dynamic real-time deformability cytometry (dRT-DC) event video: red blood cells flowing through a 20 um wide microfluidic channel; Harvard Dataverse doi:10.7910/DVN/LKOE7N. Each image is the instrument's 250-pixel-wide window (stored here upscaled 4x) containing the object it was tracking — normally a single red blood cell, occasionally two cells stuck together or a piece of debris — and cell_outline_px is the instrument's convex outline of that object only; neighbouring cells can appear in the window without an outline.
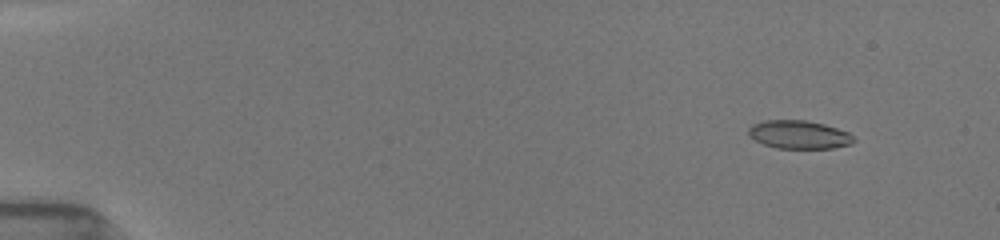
{"species": "common noctule bat (a hibernating species)", "species_latin": "Nyctalus noctula", "temperature_condition": "room temperature", "stored_images_in_passage": 37, "camera_frame_rate_fps": 3000, "um_per_image_px": 0.085, "animal": {"sex": "female", "body_mass_g": 19.5, "forearm_length_mm": 54.1}, "frame": {"image": 1, "passage_image": 11, "time_ms": 1.667, "image_size_px": [1000, 240], "cell_outline_px": [[856, 140], [852, 144], [832, 148], [776, 148], [764, 144], [748, 136], [748, 128], [752, 124], [764, 120], [804, 120], [824, 124], [848, 132]], "centroid_in_image_um": [67.9, 11.44], "position_along_channel_um": 17.1, "area_um2": 17.34}}
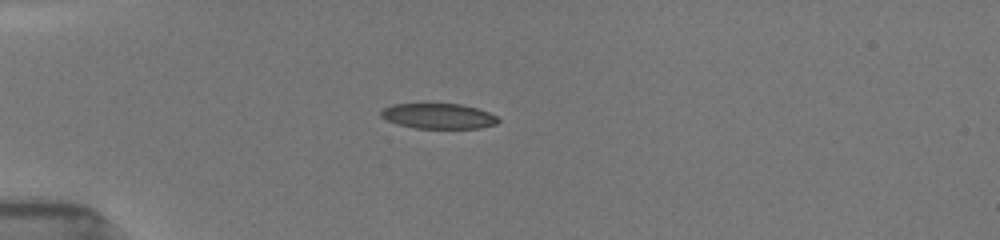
{"frame": {"image": 2, "passage_image": 30, "time_ms": 5.0, "image_size_px": [1000, 240], "cell_outline_px": [[500, 120], [496, 124], [480, 128], [416, 128], [400, 124], [388, 120], [380, 116], [380, 112], [384, 108], [392, 104], [424, 100], [460, 104], [476, 108], [488, 112], [496, 116]], "centroid_in_image_um": [37.22, 9.8], "position_along_channel_um": 47.8, "area_um2": 18.03}}